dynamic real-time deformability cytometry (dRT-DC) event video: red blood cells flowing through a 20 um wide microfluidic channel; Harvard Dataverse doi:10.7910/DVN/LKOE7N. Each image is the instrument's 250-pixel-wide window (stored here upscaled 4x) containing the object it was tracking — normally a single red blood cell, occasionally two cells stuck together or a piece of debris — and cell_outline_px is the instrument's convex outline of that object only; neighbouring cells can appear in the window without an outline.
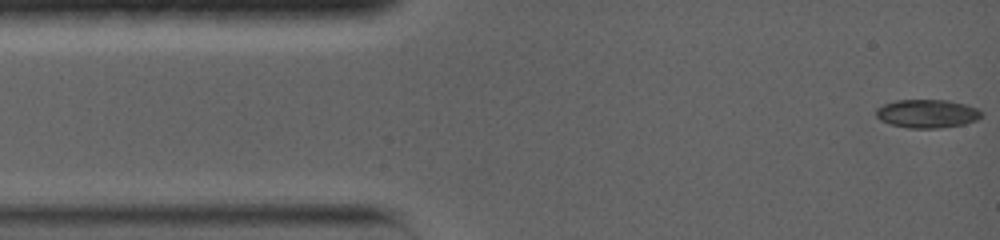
{"species": "common noctule bat (a hibernating species)", "species_latin": "Nyctalus noctula", "temperature_condition": "warm", "stored_images_in_passage": 24, "camera_frame_rate_fps": 5000, "um_per_image_px": 0.085, "animal": {"sex": "female", "body_mass_g": 19.0, "forearm_length_mm": 56.7}, "frame": {"image": 1, "passage_image": 1, "time_ms": 0.0, "image_size_px": [1000, 240], "cell_outline_px": [[980, 116], [976, 120], [964, 124], [936, 128], [908, 128], [892, 124], [880, 120], [876, 116], [876, 108], [884, 104], [896, 100], [948, 100], [964, 104], [976, 108], [980, 112]], "centroid_in_image_um": [78.76, 9.65], "position_along_channel_um": 6.2, "area_um2": 17.22}}
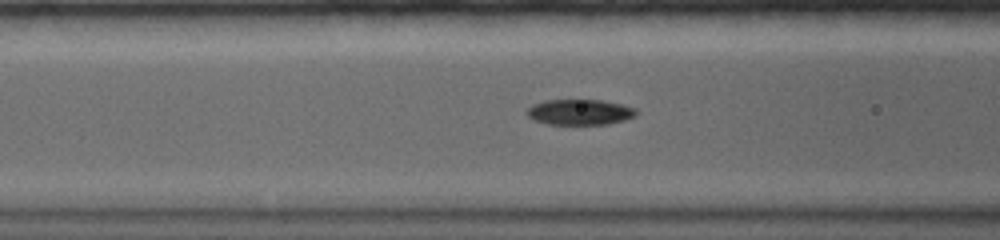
{"frame": {"image": 2, "passage_image": 15, "time_ms": 5.0, "image_size_px": [1000, 240], "cell_outline_px": [[636, 116], [624, 120], [608, 124], [548, 124], [532, 120], [528, 116], [528, 108], [532, 104], [544, 100], [600, 100], [620, 104], [636, 108]], "centroid_in_image_um": [49.27, 9.53], "position_along_channel_um": 117.3, "area_um2": 16.24}}
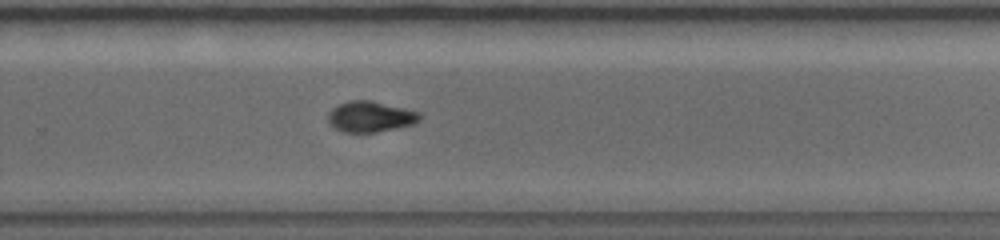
{"frame": {"image": 3, "passage_image": 24, "time_ms": 9.8, "image_size_px": [1000, 240], "cell_outline_px": [[420, 120], [412, 124], [400, 128], [376, 132], [344, 132], [336, 128], [328, 120], [328, 112], [332, 108], [348, 100], [372, 100], [420, 112]], "centroid_in_image_um": [31.5, 9.91], "position_along_channel_um": 298.3, "area_um2": 16.42}}